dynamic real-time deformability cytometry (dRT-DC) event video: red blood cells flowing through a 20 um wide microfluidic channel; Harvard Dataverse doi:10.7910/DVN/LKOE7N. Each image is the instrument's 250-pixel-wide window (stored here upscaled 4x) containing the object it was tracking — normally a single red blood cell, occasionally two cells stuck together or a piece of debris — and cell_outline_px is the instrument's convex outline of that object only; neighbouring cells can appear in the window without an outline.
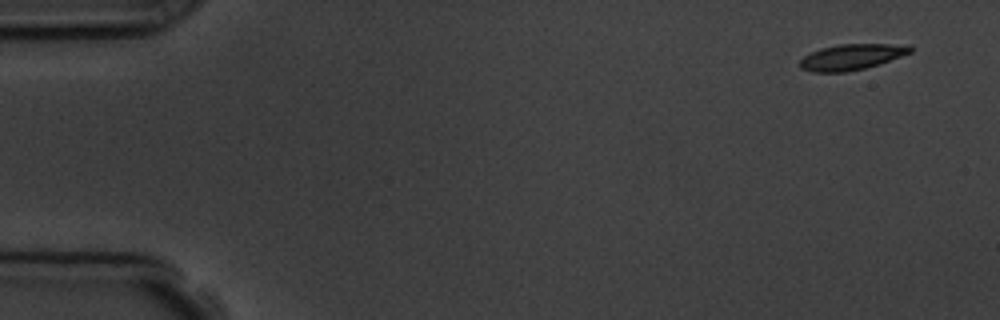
{"species": "common noctule bat (a hibernating species)", "species_latin": "Nyctalus noctula", "temperature_condition": "room temperature", "stored_images_in_passage": 9, "camera_frame_rate_fps": 3000, "um_per_image_px": 0.085, "animal": {"sex": "male", "body_mass_g": 19.5, "forearm_length_mm": 54.6}, "frame": {"image": 1, "passage_image": 1, "time_ms": 0.0, "image_size_px": [1000, 320], "cell_outline_px": [[912, 52], [880, 64], [864, 68], [844, 72], [812, 72], [800, 68], [800, 60], [804, 56], [820, 48], [840, 44], [908, 44], [912, 48]], "centroid_in_image_um": [72.4, 4.84], "position_along_channel_um": 12.6, "area_um2": 16.59}}
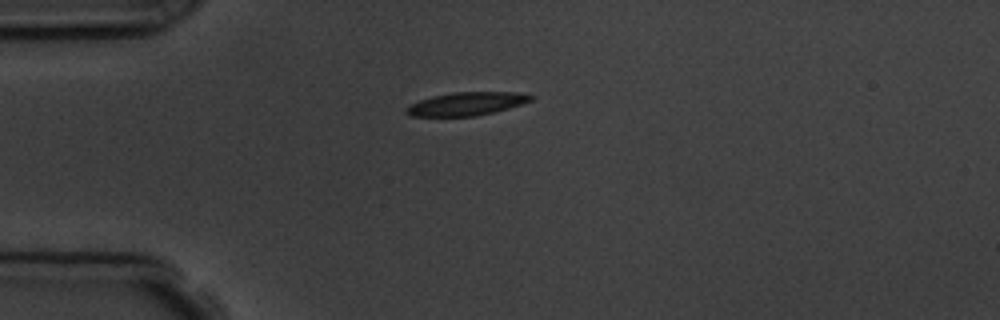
{"frame": {"image": 2, "passage_image": 4, "time_ms": 3.667, "image_size_px": [1000, 320], "cell_outline_px": [[536, 96], [532, 100], [508, 108], [476, 116], [408, 116], [404, 112], [404, 108], [420, 100], [432, 96], [452, 92], [516, 92]], "centroid_in_image_um": [39.62, 8.82], "position_along_channel_um": 45.4, "area_um2": 16.82}}